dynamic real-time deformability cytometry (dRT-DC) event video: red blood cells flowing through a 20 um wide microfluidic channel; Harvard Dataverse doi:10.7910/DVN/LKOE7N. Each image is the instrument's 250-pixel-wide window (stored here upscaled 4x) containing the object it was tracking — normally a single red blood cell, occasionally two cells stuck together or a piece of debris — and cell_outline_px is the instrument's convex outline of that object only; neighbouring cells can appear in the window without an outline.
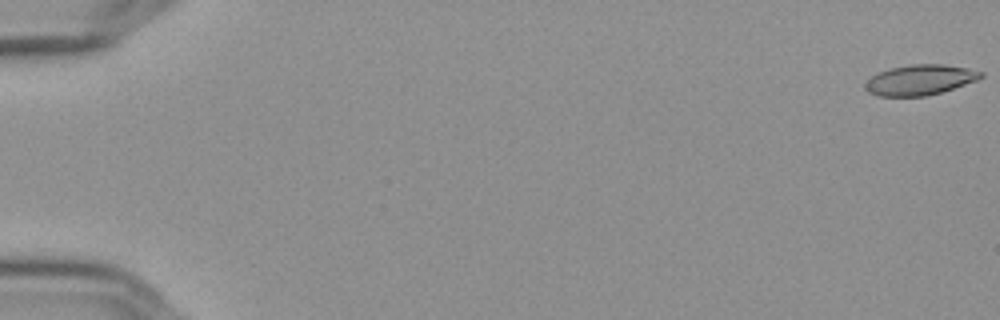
{"species": "Egyptian fruit bat (a non-hibernating species)", "species_latin": "Rousettus aegyptiacus", "temperature_condition": "cold", "stored_images_in_passage": 58, "camera_frame_rate_fps": 3000, "um_per_image_px": 0.085, "frame": {"image": 1, "passage_image": 1, "time_ms": 0.0, "image_size_px": [1000, 320], "cell_outline_px": [[984, 76], [976, 80], [940, 92], [924, 96], [880, 96], [868, 92], [864, 88], [864, 84], [876, 72], [888, 68], [908, 64], [944, 64], [968, 68], [984, 72]], "centroid_in_image_um": [78.16, 6.77], "position_along_channel_um": 6.8, "area_um2": 20.46}}
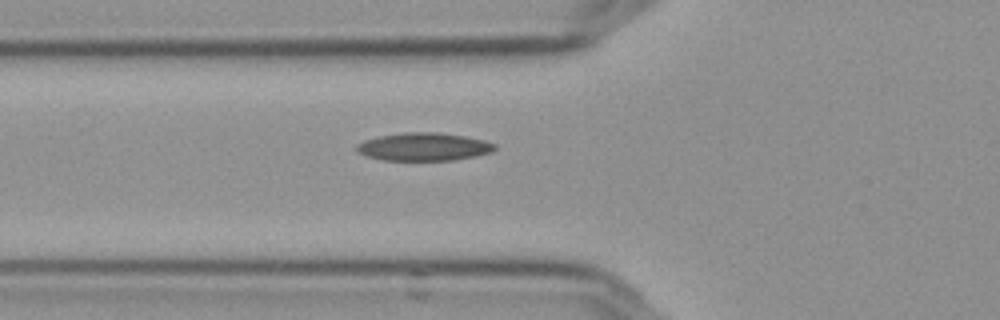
{"frame": {"image": 2, "passage_image": 22, "time_ms": 7.0, "image_size_px": [1000, 320], "cell_outline_px": [[496, 148], [492, 152], [476, 156], [452, 160], [384, 160], [364, 156], [356, 152], [356, 144], [364, 140], [380, 136], [404, 132], [436, 132], [464, 136], [484, 140], [496, 144]], "centroid_in_image_um": [36.0, 12.48], "position_along_channel_um": 89.8, "area_um2": 22.6}}
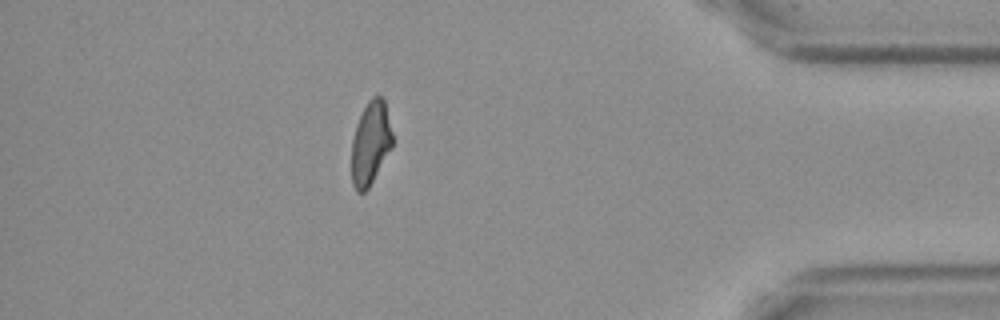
{"frame": {"image": 3, "passage_image": 51, "time_ms": 16.667, "image_size_px": [1000, 320], "cell_outline_px": [[392, 148], [368, 188], [364, 192], [356, 192], [352, 184], [352, 140], [356, 124], [368, 100], [372, 96], [380, 96], [384, 100], [392, 132]], "centroid_in_image_um": [31.49, 12.18], "position_along_channel_um": 403.7, "area_um2": 19.71}, "authors_computed_cell_mechanics": {"area_um2": 20.9814, "velocity_mm_per_s": 3.6203, "shape_relaxation_time_tau1_ms": null, "shape_relaxation_time_tau2_ms": 2.8834, "deformation_change_tau1": null, "deformation_change_tau2": 0.0921}}